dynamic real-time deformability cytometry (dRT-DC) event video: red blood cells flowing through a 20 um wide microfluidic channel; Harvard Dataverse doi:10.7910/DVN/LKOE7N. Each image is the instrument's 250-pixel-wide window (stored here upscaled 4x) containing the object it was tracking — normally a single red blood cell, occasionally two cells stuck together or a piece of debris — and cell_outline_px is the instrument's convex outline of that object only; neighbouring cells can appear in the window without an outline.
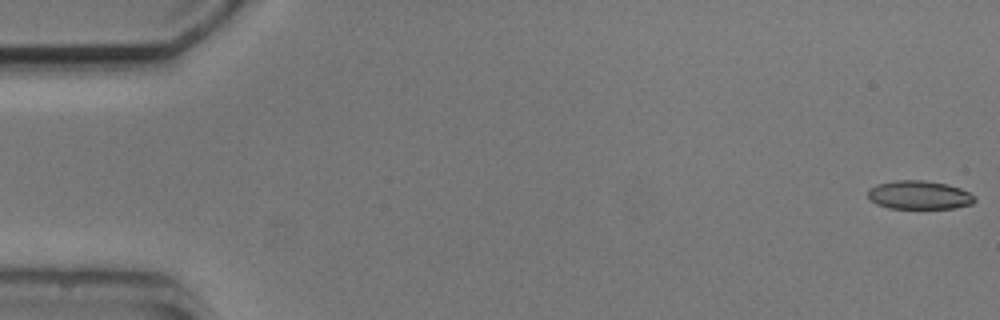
{"species": "common noctule bat (a hibernating species)", "species_latin": "Nyctalus noctula", "temperature_condition": "cold", "stored_images_in_passage": 4, "camera_frame_rate_fps": 3000, "um_per_image_px": 0.085, "animal": {"sex": "male", "body_mass_g": 20.5, "forearm_length_mm": 52.5}, "frame": {"image": 1, "passage_image": 1, "time_ms": 0.0, "image_size_px": [1000, 320], "cell_outline_px": [[976, 200], [972, 204], [956, 208], [888, 208], [876, 204], [868, 196], [868, 188], [876, 184], [896, 180], [924, 180], [948, 184], [960, 188], [976, 196]], "centroid_in_image_um": [78.14, 16.57], "position_along_channel_um": 6.9, "area_um2": 17.92}}